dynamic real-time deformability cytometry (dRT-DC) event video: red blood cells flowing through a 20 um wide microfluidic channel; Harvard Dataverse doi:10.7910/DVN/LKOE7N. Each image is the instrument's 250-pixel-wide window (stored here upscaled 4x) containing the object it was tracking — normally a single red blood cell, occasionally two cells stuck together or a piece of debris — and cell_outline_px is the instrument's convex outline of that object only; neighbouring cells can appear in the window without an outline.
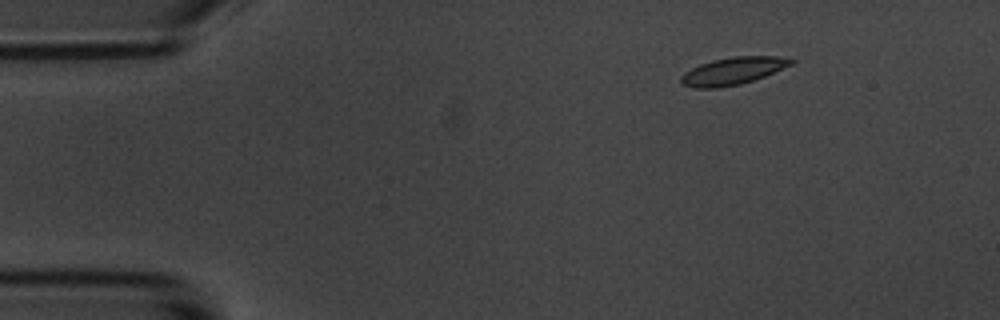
{"species": "common noctule bat (a hibernating species)", "species_latin": "Nyctalus noctula", "temperature_condition": "room temperature", "stored_images_in_passage": 50, "camera_frame_rate_fps": 3000, "um_per_image_px": 0.085, "animal": {"sex": "male", "body_mass_g": 20.1, "forearm_length_mm": 53.5}, "frame": {"image": 1, "passage_image": 1, "time_ms": 0.0, "image_size_px": [1000, 320], "cell_outline_px": [[796, 60], [792, 64], [764, 76], [740, 84], [716, 88], [696, 88], [684, 84], [680, 80], [680, 76], [684, 72], [700, 64], [712, 60], [732, 56], [776, 56]], "centroid_in_image_um": [62.27, 6.02], "position_along_channel_um": 22.7, "area_um2": 17.34}}
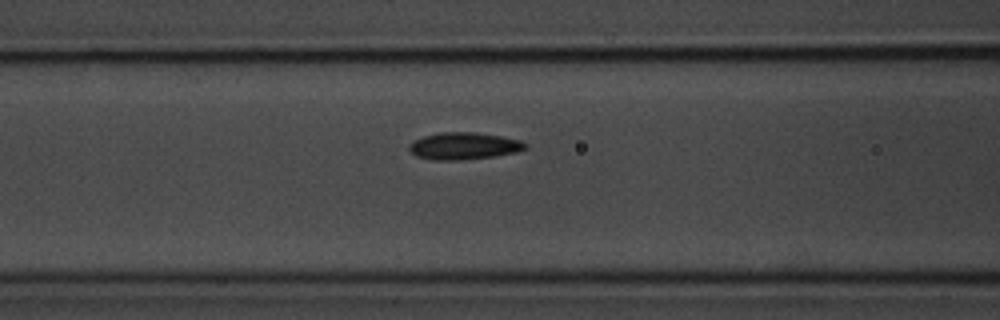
{"frame": {"image": 2, "passage_image": 16, "time_ms": 5.0, "image_size_px": [1000, 320], "cell_outline_px": [[528, 148], [516, 152], [496, 156], [460, 160], [432, 160], [416, 156], [408, 148], [408, 144], [412, 140], [424, 136], [440, 132], [472, 132], [500, 136], [520, 140], [528, 144]], "centroid_in_image_um": [39.41, 12.41], "position_along_channel_um": 127.2, "area_um2": 18.44}}
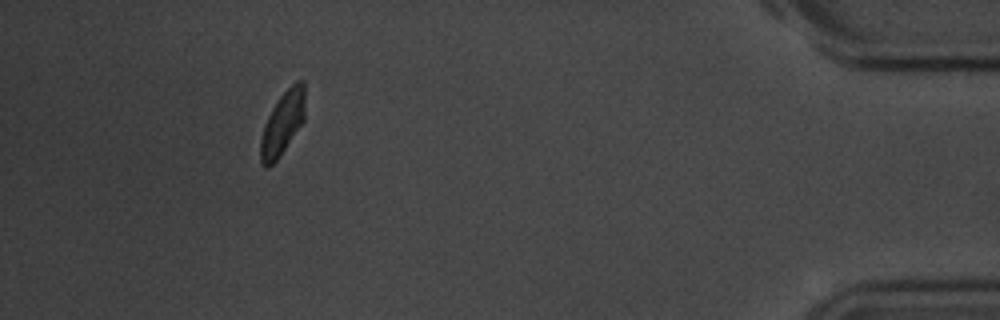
{"frame": {"image": 3, "passage_image": 45, "time_ms": 14.667, "image_size_px": [1000, 320], "cell_outline_px": [[304, 120], [280, 156], [268, 168], [264, 168], [260, 164], [260, 140], [264, 124], [272, 108], [280, 96], [296, 80], [304, 80]], "centroid_in_image_um": [23.99, 10.5], "position_along_channel_um": 411.2, "area_um2": 16.42}, "authors_computed_cell_mechanics": {"area_um2": 17.3689, "velocity_mm_per_s": 3.5592, "shape_relaxation_time_tau1_ms": 2.184, "shape_relaxation_time_tau2_ms": 2.6864, "deformation_change_tau1": 0.0904, "deformation_change_tau2": 0.0583}}